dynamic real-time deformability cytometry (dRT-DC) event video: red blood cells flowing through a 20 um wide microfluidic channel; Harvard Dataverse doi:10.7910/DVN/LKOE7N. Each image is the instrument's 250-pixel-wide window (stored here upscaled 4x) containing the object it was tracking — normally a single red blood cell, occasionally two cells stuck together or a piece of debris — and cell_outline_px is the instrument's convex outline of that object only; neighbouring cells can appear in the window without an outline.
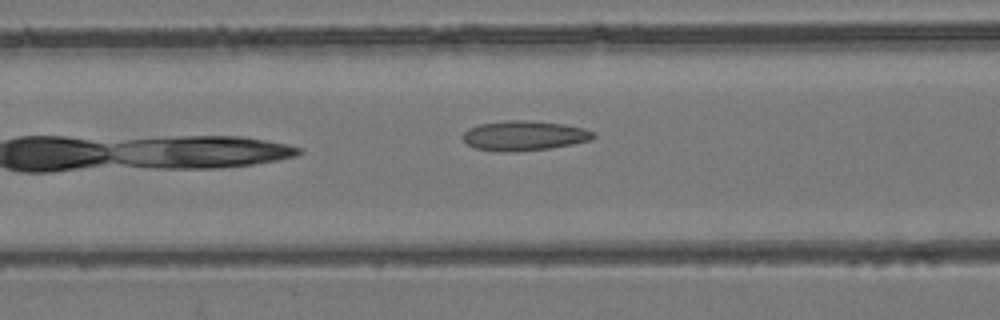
{"species": "common noctule bat (a hibernating species)", "species_latin": "Nyctalus noctula", "temperature_condition": "room temperature", "stored_images_in_passage": 12, "camera_frame_rate_fps": 3000, "um_per_image_px": 0.085, "animal": {"sex": "female", "body_mass_g": 24.6, "forearm_length_mm": 56.2}, "frame": {"image": 1, "passage_image": 12, "time_ms": 3.667, "image_size_px": [1000, 320], "cell_outline_px": [[596, 136], [592, 140], [572, 144], [548, 148], [516, 152], [504, 152], [476, 148], [468, 144], [464, 140], [464, 132], [468, 128], [480, 124], [508, 120], [528, 120], [564, 124], [584, 128], [592, 132]], "centroid_in_image_um": [44.57, 11.53], "position_along_channel_um": 122.0, "area_um2": 22.54}}